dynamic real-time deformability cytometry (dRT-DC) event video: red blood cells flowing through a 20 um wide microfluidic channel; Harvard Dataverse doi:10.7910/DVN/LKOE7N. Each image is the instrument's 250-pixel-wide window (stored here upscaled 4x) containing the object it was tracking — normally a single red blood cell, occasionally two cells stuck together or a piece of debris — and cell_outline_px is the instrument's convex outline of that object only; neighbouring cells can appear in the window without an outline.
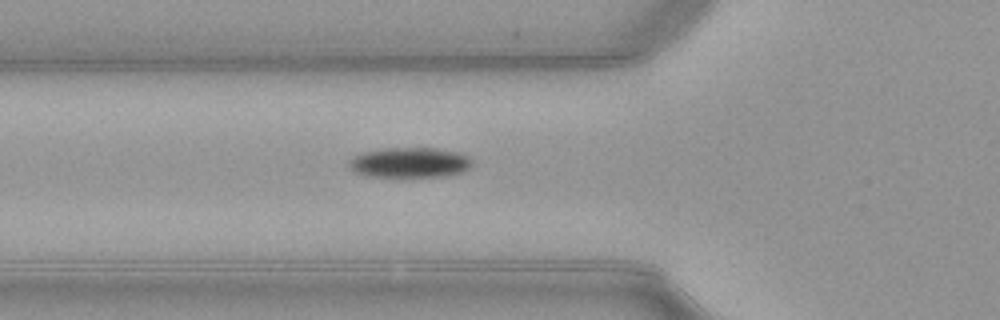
{"species": "common noctule bat (a hibernating species)", "species_latin": "Nyctalus noctula", "temperature_condition": "warm", "stored_images_in_passage": 38, "camera_frame_rate_fps": 3000, "um_per_image_px": 0.085, "animal": {"sex": "female", "body_mass_g": 21.9}, "frame": {"image": 1, "passage_image": 5, "time_ms": 1.333, "image_size_px": [1000, 320], "cell_outline_px": [[472, 164], [464, 172], [448, 176], [412, 180], [400, 180], [364, 176], [352, 172], [348, 168], [348, 160], [352, 156], [360, 152], [380, 148], [436, 148], [456, 152], [468, 156], [472, 160]], "centroid_in_image_um": [34.74, 13.89], "position_along_channel_um": 91.1, "area_um2": 23.41}}
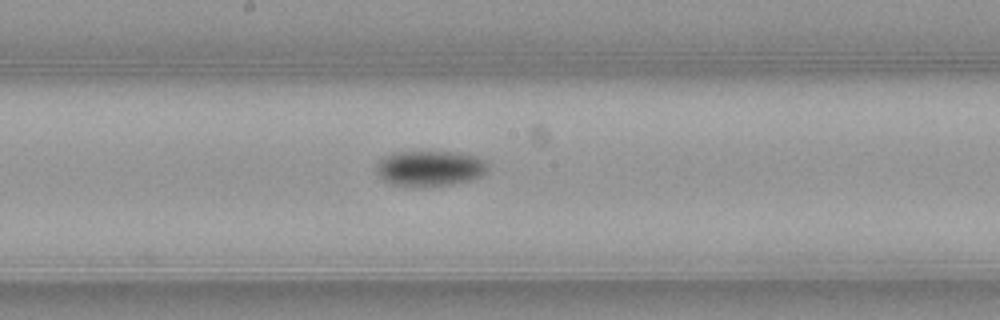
{"frame": {"image": 2, "passage_image": 14, "time_ms": 4.333, "image_size_px": [1000, 320], "cell_outline_px": [[488, 172], [480, 176], [468, 180], [452, 184], [412, 188], [388, 184], [380, 180], [376, 172], [376, 164], [384, 156], [396, 152], [460, 152], [476, 156], [484, 160], [488, 164]], "centroid_in_image_um": [36.49, 14.33], "position_along_channel_um": 211.7, "area_um2": 23.64}}
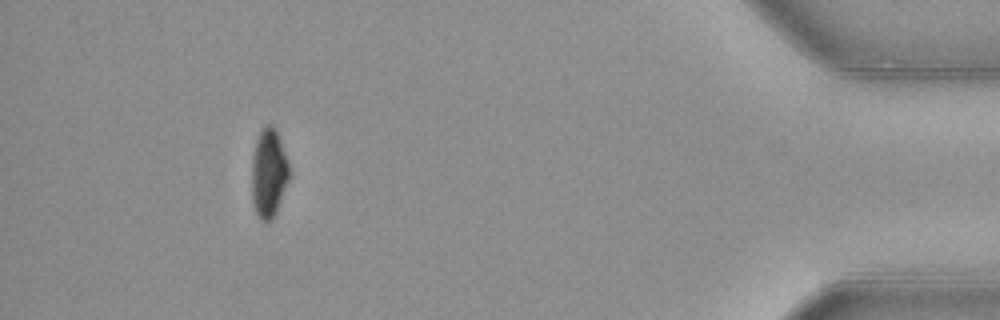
{"frame": {"image": 3, "passage_image": 34, "time_ms": 11.0, "image_size_px": [1000, 320], "cell_outline_px": [[288, 180], [276, 212], [272, 220], [260, 220], [256, 212], [252, 200], [252, 156], [256, 140], [260, 132], [268, 124], [272, 124], [276, 128], [288, 160]], "centroid_in_image_um": [22.83, 14.69], "position_along_channel_um": 412.4, "area_um2": 19.19}, "authors_computed_cell_mechanics": {"area_um2": 21.5594, "velocity_mm_per_s": 3.9906, "shape_relaxation_time_tau1_ms": 3.0092, "shape_relaxation_time_tau2_ms": null, "deformation_change_tau1": 0.1249, "deformation_change_tau2": null}}